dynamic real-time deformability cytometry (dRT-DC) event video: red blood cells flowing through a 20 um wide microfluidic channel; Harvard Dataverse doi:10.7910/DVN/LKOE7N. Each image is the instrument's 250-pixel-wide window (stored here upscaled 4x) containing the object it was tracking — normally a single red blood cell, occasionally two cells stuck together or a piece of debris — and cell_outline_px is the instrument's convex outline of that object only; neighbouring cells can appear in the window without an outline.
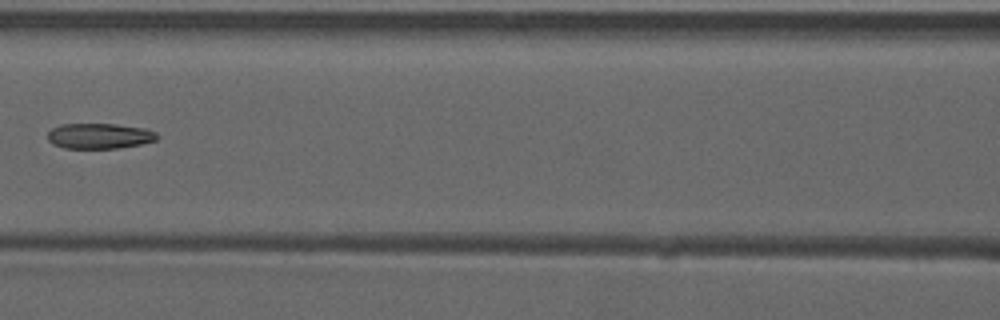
{"species": "common noctule bat (a hibernating species)", "species_latin": "Nyctalus noctula", "temperature_condition": "warm", "stored_images_in_passage": 8, "camera_frame_rate_fps": 3000, "um_per_image_px": 0.085, "animal": {"sex": "male", "forearm_length_mm": 52.5}, "frame": {"image": 1, "passage_image": 7, "time_ms": 2.0, "image_size_px": [1000, 320], "cell_outline_px": [[160, 136], [156, 140], [140, 144], [120, 148], [64, 148], [52, 144], [48, 140], [48, 132], [52, 128], [60, 124], [116, 124], [148, 128], [156, 132]], "centroid_in_image_um": [8.48, 11.55], "position_along_channel_um": 158.1, "area_um2": 16.42}}
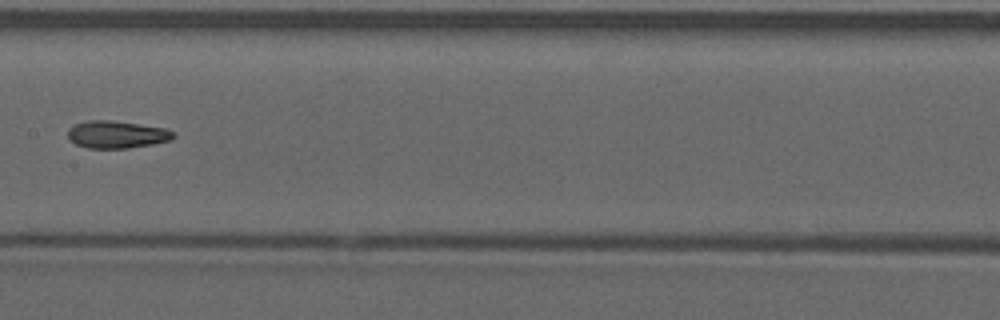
{"frame": {"image": 2, "passage_image": 8, "time_ms": 2.333, "image_size_px": [1000, 320], "cell_outline_px": [[176, 136], [172, 140], [152, 144], [128, 148], [88, 148], [76, 144], [68, 136], [68, 128], [72, 124], [88, 120], [112, 120], [168, 128], [176, 132]], "centroid_in_image_um": [9.96, 11.42], "position_along_channel_um": 197.4, "area_um2": 17.11}}